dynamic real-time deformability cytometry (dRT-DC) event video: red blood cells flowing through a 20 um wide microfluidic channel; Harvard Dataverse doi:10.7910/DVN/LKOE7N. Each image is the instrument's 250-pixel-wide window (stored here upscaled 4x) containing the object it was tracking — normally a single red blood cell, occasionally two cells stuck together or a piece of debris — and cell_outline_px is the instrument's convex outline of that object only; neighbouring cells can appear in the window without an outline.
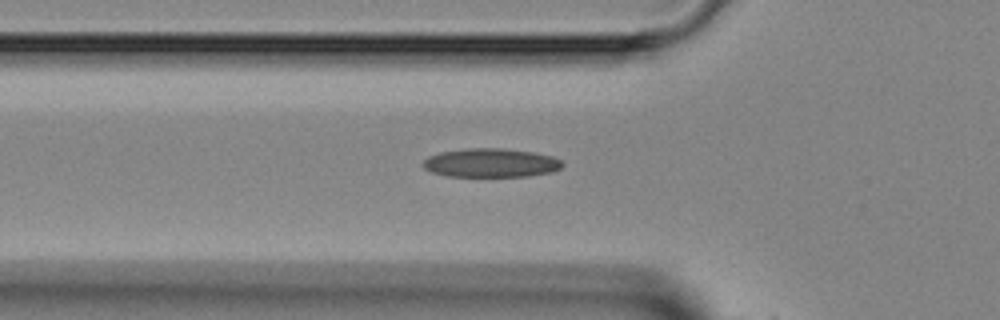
{"species": "Egyptian fruit bat (a non-hibernating species)", "species_latin": "Rousettus aegyptiacus", "temperature_condition": "room temperature", "stored_images_in_passage": 39, "camera_frame_rate_fps": 3000, "um_per_image_px": 0.085, "animal": {"sex": "female"}, "frame": {"image": 1, "passage_image": 14, "time_ms": 4.333, "image_size_px": [1000, 320], "cell_outline_px": [[564, 164], [560, 168], [552, 172], [528, 176], [448, 176], [432, 172], [424, 168], [424, 160], [428, 156], [440, 152], [468, 148], [504, 148], [532, 152], [552, 156], [560, 160]], "centroid_in_image_um": [41.73, 13.84], "position_along_channel_um": 84.1, "area_um2": 23.29}}
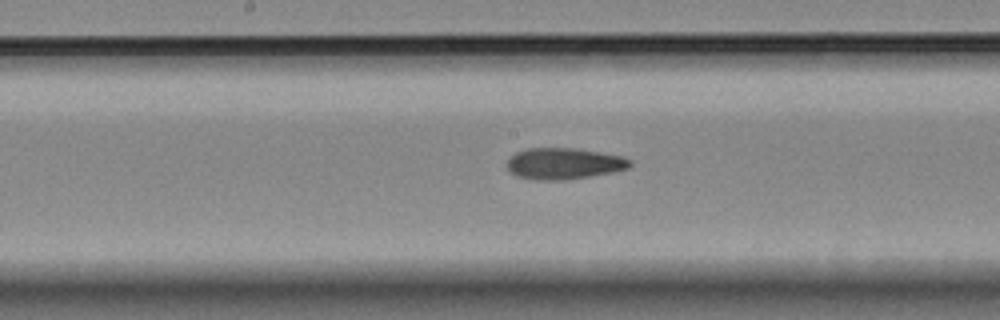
{"frame": {"image": 2, "passage_image": 22, "time_ms": 7.0, "image_size_px": [1000, 320], "cell_outline_px": [[632, 164], [628, 168], [612, 172], [564, 180], [536, 180], [516, 176], [508, 172], [508, 160], [516, 152], [528, 148], [576, 148], [624, 156], [632, 160]], "centroid_in_image_um": [47.94, 13.9], "position_along_channel_um": 200.3, "area_um2": 22.48}}
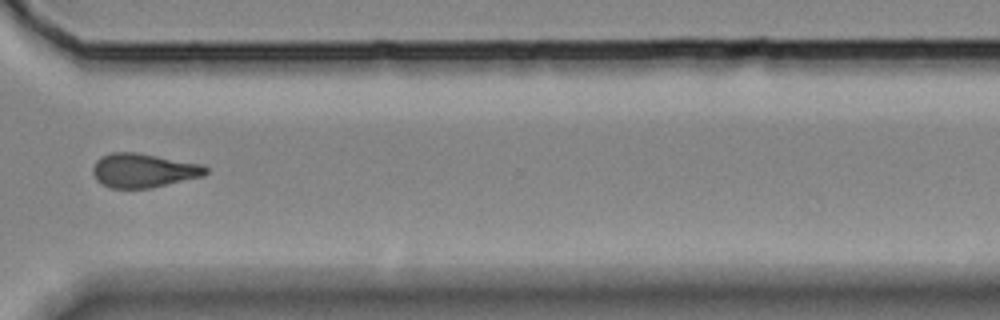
{"frame": {"image": 3, "passage_image": 33, "time_ms": 10.667, "image_size_px": [1000, 320], "cell_outline_px": [[208, 172], [204, 176], [152, 188], [112, 188], [96, 180], [92, 172], [92, 168], [96, 160], [100, 156], [112, 152], [136, 152], [204, 164], [208, 168]], "centroid_in_image_um": [12.22, 14.48], "position_along_channel_um": 358.4, "area_um2": 22.66}}